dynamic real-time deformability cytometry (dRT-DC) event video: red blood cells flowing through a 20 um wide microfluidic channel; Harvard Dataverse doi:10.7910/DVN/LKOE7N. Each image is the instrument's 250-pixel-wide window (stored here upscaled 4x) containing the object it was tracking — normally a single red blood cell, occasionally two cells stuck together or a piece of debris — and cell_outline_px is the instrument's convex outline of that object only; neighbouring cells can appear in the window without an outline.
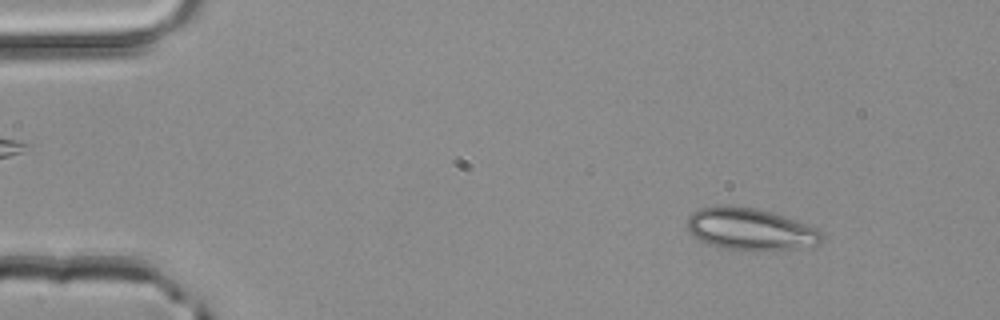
{"species": "common noctule bat (a hibernating species)", "species_latin": "Nyctalus noctula", "temperature_condition": "room temperature", "stored_images_in_passage": 3, "camera_frame_rate_fps": 3000, "um_per_image_px": 0.085, "animal": {"sex": "male", "body_mass_g": 20.4}, "frame": {"image": 1, "passage_image": 1, "time_ms": 0.0, "image_size_px": [1000, 320], "cell_outline_px": [[824, 236], [816, 244], [796, 248], [760, 252], [720, 248], [708, 244], [700, 240], [688, 228], [688, 216], [692, 212], [700, 208], [724, 204], [756, 208], [772, 212], [784, 216], [816, 228]], "centroid_in_image_um": [63.75, 19.48], "position_along_channel_um": 21.3, "area_um2": 33.06}}